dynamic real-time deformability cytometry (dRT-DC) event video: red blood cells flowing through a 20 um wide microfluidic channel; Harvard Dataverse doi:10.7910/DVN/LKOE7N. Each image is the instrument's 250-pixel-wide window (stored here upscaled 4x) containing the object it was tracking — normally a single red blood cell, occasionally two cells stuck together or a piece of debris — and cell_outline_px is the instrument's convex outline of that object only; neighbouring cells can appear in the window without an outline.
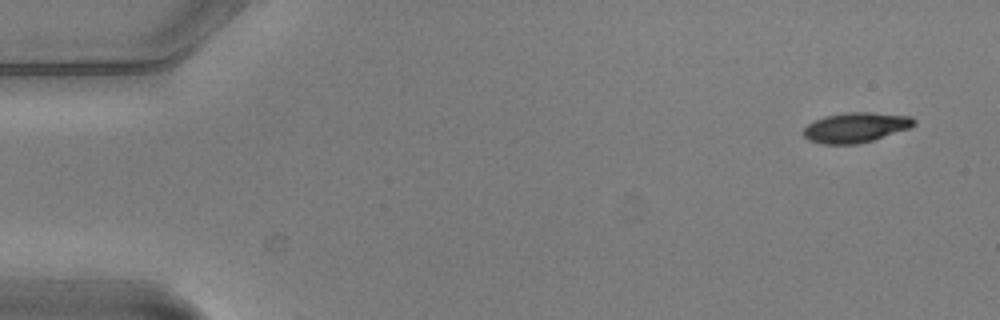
{"species": "common noctule bat (a hibernating species)", "species_latin": "Nyctalus noctula", "temperature_condition": "warm", "stored_images_in_passage": 6, "segment_of_instrument_passage": [2, 2], "camera_frame_rate_fps": 3000, "um_per_image_px": 0.085, "animal": {"sex": "male", "body_mass_g": 20.5, "forearm_length_mm": 52.5}, "frame": {"image": 1, "passage_image": 6, "time_ms": 1.667, "image_size_px": [1000, 320], "cell_outline_px": [[916, 124], [908, 128], [872, 140], [856, 144], [824, 144], [808, 140], [804, 136], [804, 128], [808, 124], [824, 116], [848, 112], [872, 112], [912, 116], [916, 120]], "centroid_in_image_um": [72.74, 10.82], "position_along_channel_um": 12.3, "area_um2": 19.19}}